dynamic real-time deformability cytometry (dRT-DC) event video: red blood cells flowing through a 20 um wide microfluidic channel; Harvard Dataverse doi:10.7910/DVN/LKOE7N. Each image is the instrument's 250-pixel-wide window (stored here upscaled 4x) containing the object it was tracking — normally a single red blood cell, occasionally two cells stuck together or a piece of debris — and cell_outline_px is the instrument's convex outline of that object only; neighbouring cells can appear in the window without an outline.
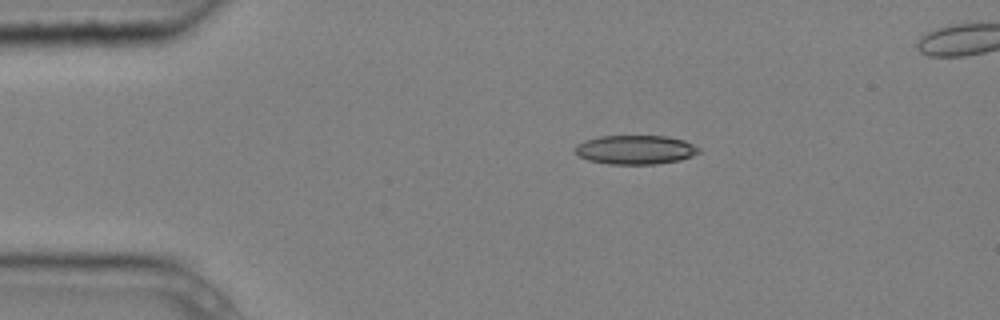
{"species": "common noctule bat (a hibernating species)", "species_latin": "Nyctalus noctula", "temperature_condition": "cold", "stored_images_in_passage": 5, "camera_frame_rate_fps": 3000, "um_per_image_px": 0.085, "animal": {"sex": "male", "body_mass_g": 20.4}, "frame": {"image": 1, "passage_image": 3, "time_ms": 0.667, "image_size_px": [1000, 320], "cell_outline_px": [[700, 152], [692, 156], [680, 160], [656, 164], [608, 164], [588, 160], [580, 156], [572, 148], [576, 144], [584, 140], [600, 136], [668, 136], [684, 140], [700, 148]], "centroid_in_image_um": [53.99, 12.72], "position_along_channel_um": 31.0, "area_um2": 21.1}}